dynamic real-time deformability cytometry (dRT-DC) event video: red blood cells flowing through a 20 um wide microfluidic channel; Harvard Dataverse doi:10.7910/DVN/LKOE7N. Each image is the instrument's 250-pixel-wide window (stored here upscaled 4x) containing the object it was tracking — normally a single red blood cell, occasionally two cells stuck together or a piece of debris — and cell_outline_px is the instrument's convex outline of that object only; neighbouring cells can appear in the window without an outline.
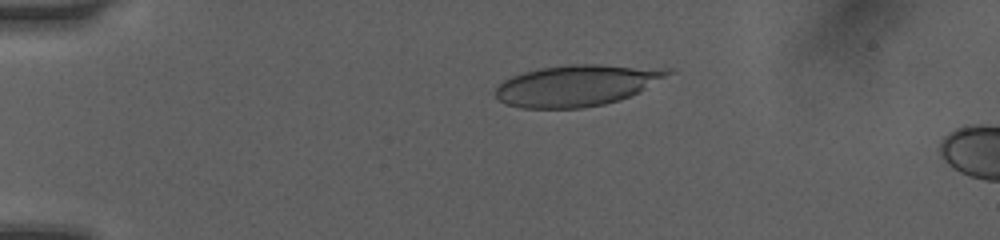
{"species": "human", "species_latin": "Homo sapiens", "temperature_condition": "room temperature", "stored_images_in_passage": 3, "camera_frame_rate_fps": 3000, "um_per_image_px": 0.085, "donor": {"sex": "female"}, "frame": {"image": 1, "passage_image": 1, "time_ms": 0.0, "image_size_px": [1000, 240], "cell_outline_px": [[672, 72], [640, 92], [620, 100], [604, 104], [580, 108], [520, 108], [508, 104], [500, 100], [496, 96], [496, 88], [504, 80], [512, 76], [524, 72], [540, 68], [572, 64], [600, 64], [672, 68]], "centroid_in_image_um": [49.06, 7.25], "position_along_channel_um": 35.9, "area_um2": 41.33}}